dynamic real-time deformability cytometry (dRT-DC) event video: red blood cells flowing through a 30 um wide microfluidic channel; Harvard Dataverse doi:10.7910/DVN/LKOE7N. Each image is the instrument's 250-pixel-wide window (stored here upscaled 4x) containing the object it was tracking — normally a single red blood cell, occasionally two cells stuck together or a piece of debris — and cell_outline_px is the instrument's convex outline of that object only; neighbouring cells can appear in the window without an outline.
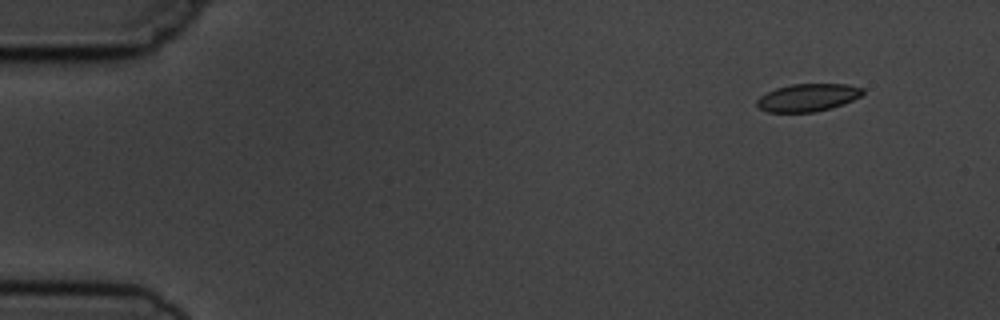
{"species": "common noctule bat (a hibernating species)", "species_latin": "Nyctalus noctula", "temperature_condition": "cold", "stored_images_in_passage": 6, "camera_frame_rate_fps": 3000, "um_per_image_px": 0.085, "animal": {"sex": "male", "body_mass_g": 19.5, "forearm_length_mm": 54.6}, "frame": {"image": 1, "passage_image": 1, "time_ms": 0.0, "image_size_px": [1000, 320], "cell_outline_px": [[864, 92], [860, 96], [844, 104], [832, 108], [816, 112], [768, 112], [760, 108], [756, 104], [756, 100], [760, 96], [776, 88], [792, 84], [848, 84], [864, 88]], "centroid_in_image_um": [68.68, 8.29], "position_along_channel_um": 16.3, "area_um2": 17.11}}
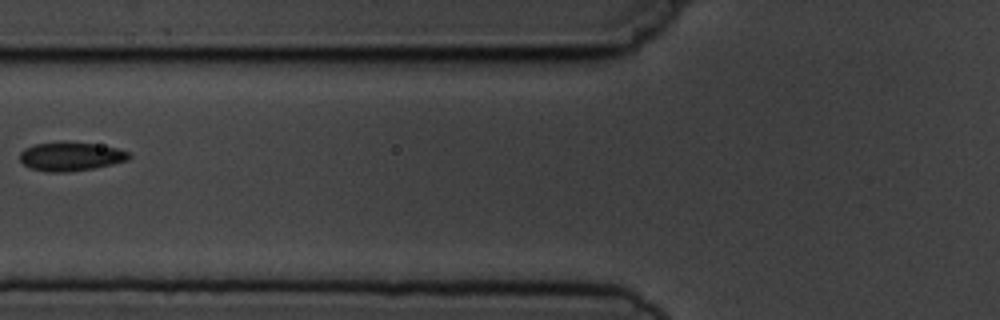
{"frame": {"image": 2, "passage_image": 5, "time_ms": 5.667, "image_size_px": [1000, 320], "cell_outline_px": [[132, 156], [128, 160], [112, 164], [92, 168], [68, 172], [48, 172], [32, 168], [24, 164], [20, 160], [20, 152], [24, 148], [36, 144], [60, 140], [92, 144], [116, 148], [128, 152]], "centroid_in_image_um": [5.99, 13.28], "position_along_channel_um": 119.8, "area_um2": 18.32}}
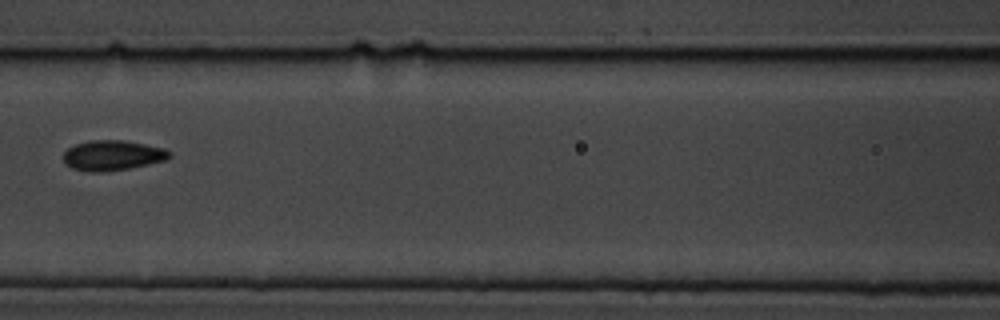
{"frame": {"image": 3, "passage_image": 6, "time_ms": 6.667, "image_size_px": [1000, 320], "cell_outline_px": [[172, 156], [164, 160], [148, 164], [128, 168], [104, 172], [92, 172], [72, 168], [64, 164], [64, 152], [68, 148], [76, 144], [88, 140], [124, 140], [164, 148], [172, 152]], "centroid_in_image_um": [9.55, 13.2], "position_along_channel_um": 157.0, "area_um2": 18.61}}